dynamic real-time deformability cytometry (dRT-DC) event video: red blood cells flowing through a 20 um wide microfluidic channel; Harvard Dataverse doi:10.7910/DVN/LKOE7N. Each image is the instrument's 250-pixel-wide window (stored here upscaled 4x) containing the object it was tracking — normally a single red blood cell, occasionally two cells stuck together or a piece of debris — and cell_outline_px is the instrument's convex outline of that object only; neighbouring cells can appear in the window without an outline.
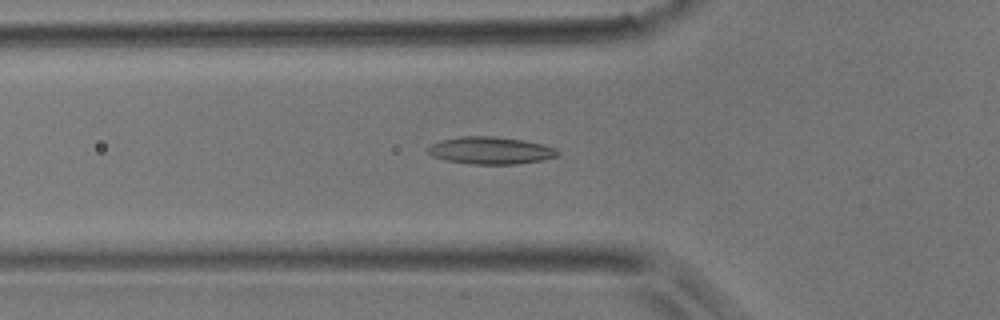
{"species": "common noctule bat (a hibernating species)", "species_latin": "Nyctalus noctula", "temperature_condition": "room temperature", "stored_images_in_passage": 49, "segment_of_instrument_passage": [1, 2], "camera_frame_rate_fps": 3000, "um_per_image_px": 0.085, "animal": {"sex": "male", "body_mass_g": 17.9}, "frame": {"image": 1, "passage_image": 15, "time_ms": 4.667, "image_size_px": [1000, 320], "cell_outline_px": [[548, 156], [532, 160], [504, 164], [492, 164], [456, 160], [448, 156], [452, 140], [512, 140], [536, 144], [544, 148]], "centroid_in_image_um": [42.1, 12.87], "position_along_channel_um": 83.7, "area_um2": 14.1}}
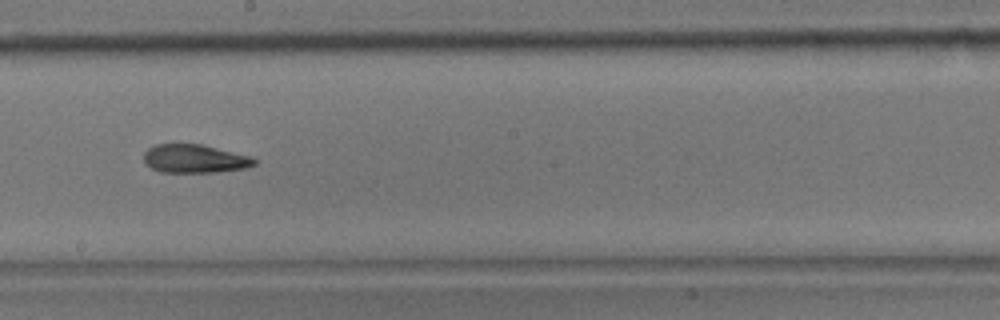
{"frame": {"image": 2, "passage_image": 26, "time_ms": 8.333, "image_size_px": [1000, 320], "cell_outline_px": [[252, 164], [236, 168], [192, 172], [176, 172], [156, 168], [148, 160], [148, 152], [152, 148], [164, 144], [192, 144], [208, 148], [252, 160]], "centroid_in_image_um": [16.41, 13.49], "position_along_channel_um": 231.8, "area_um2": 15.2}}
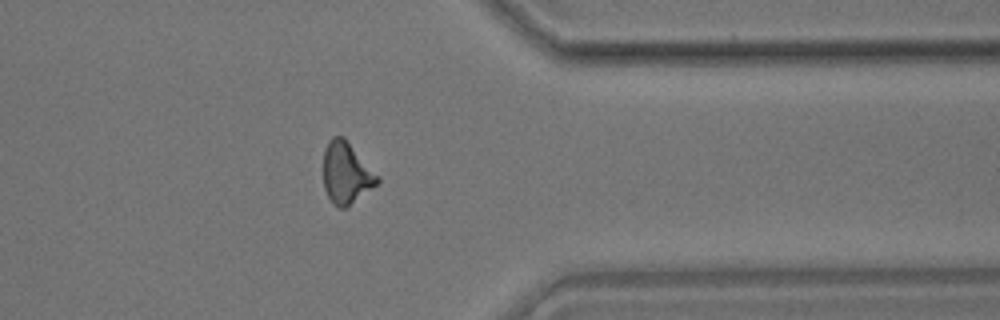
{"frame": {"image": 3, "passage_image": 38, "time_ms": 12.333, "image_size_px": [1000, 320], "cell_outline_px": [[376, 184], [348, 204], [336, 204], [332, 200], [324, 184], [324, 156], [328, 144], [336, 136], [340, 136], [348, 144], [376, 176]], "centroid_in_image_um": [29.38, 14.69], "position_along_channel_um": 382.0, "area_um2": 17.05}}